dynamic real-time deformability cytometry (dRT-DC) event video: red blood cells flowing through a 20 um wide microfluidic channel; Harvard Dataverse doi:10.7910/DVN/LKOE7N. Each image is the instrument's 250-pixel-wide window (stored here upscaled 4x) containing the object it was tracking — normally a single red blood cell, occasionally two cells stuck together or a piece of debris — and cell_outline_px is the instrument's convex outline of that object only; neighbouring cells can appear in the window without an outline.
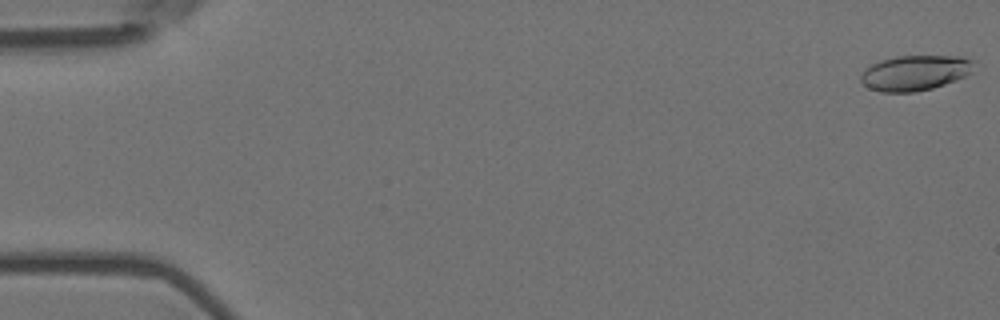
{"species": "Egyptian fruit bat (a non-hibernating species)", "species_latin": "Rousettus aegyptiacus", "temperature_condition": "room temperature", "stored_images_in_passage": 47, "camera_frame_rate_fps": 3000, "um_per_image_px": 0.085, "animal": {"sex": "female"}, "frame": {"image": 1, "passage_image": 1, "time_ms": 0.0, "image_size_px": [1000, 320], "cell_outline_px": [[976, 60], [968, 72], [964, 76], [944, 84], [932, 88], [916, 92], [880, 92], [868, 88], [860, 80], [860, 76], [872, 64], [880, 60], [896, 56], [960, 56]], "centroid_in_image_um": [77.75, 6.19], "position_along_channel_um": 7.3, "area_um2": 23.0}}
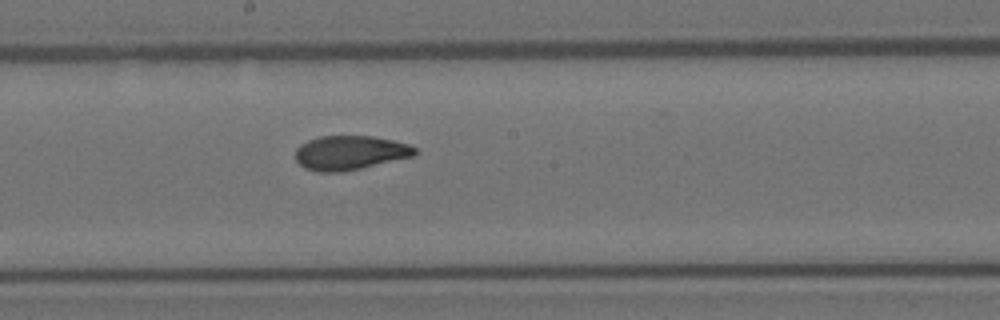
{"frame": {"image": 2, "passage_image": 31, "time_ms": 10.0, "image_size_px": [1000, 320], "cell_outline_px": [[416, 152], [412, 156], [360, 168], [340, 172], [316, 172], [304, 168], [296, 160], [296, 148], [300, 144], [308, 140], [320, 136], [372, 136], [392, 140], [408, 144], [416, 148]], "centroid_in_image_um": [29.7, 12.98], "position_along_channel_um": 218.5, "area_um2": 23.64}}
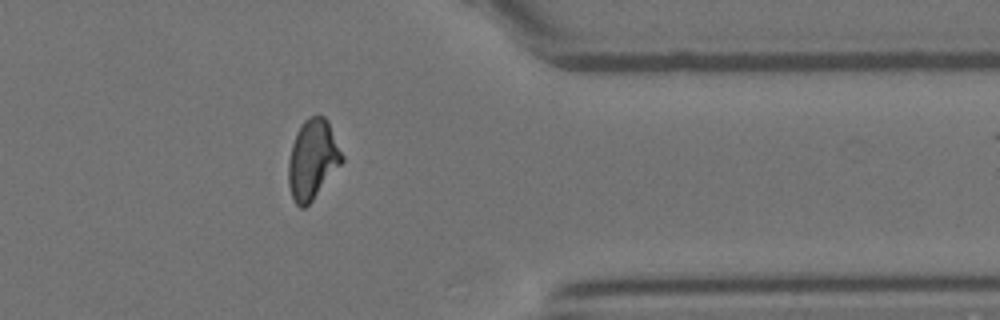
{"frame": {"image": 3, "passage_image": 46, "time_ms": 15.0, "image_size_px": [1000, 320], "cell_outline_px": [[344, 160], [312, 200], [304, 208], [300, 208], [296, 204], [292, 196], [288, 184], [288, 160], [292, 144], [296, 132], [304, 120], [308, 116], [316, 112], [324, 116], [328, 120], [344, 156]], "centroid_in_image_um": [26.57, 13.49], "position_along_channel_um": 384.8, "area_um2": 25.03}}